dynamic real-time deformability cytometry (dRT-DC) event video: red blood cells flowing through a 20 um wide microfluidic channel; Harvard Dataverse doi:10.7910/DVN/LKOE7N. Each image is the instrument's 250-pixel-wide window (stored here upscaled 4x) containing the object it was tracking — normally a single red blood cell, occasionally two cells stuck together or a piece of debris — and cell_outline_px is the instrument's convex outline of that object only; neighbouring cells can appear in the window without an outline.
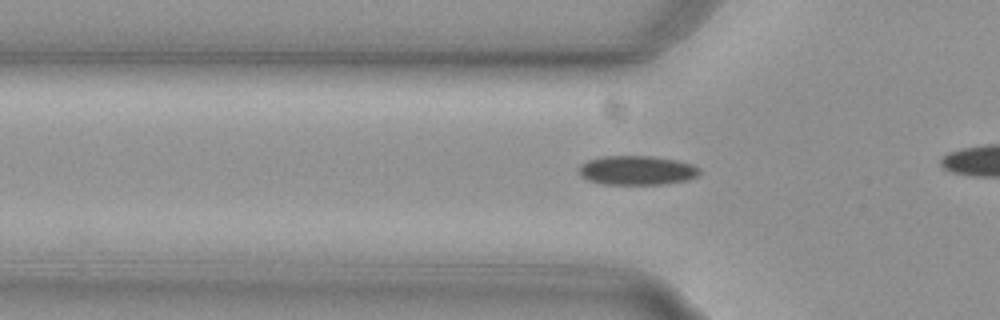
{"species": "common noctule bat (a hibernating species)", "species_latin": "Nyctalus noctula", "temperature_condition": "cold", "stored_images_in_passage": 35, "camera_frame_rate_fps": 3000, "um_per_image_px": 0.085, "animal": {"sex": "female", "body_mass_g": 29.2, "forearm_length_mm": 56.3}, "frame": {"image": 1, "passage_image": 9, "time_ms": 2.667, "image_size_px": [1000, 320], "cell_outline_px": [[700, 172], [696, 176], [688, 180], [668, 184], [604, 184], [588, 180], [580, 176], [580, 164], [588, 160], [604, 156], [652, 156], [676, 160], [692, 164]], "centroid_in_image_um": [54.12, 14.48], "position_along_channel_um": 71.7, "area_um2": 20.46}}
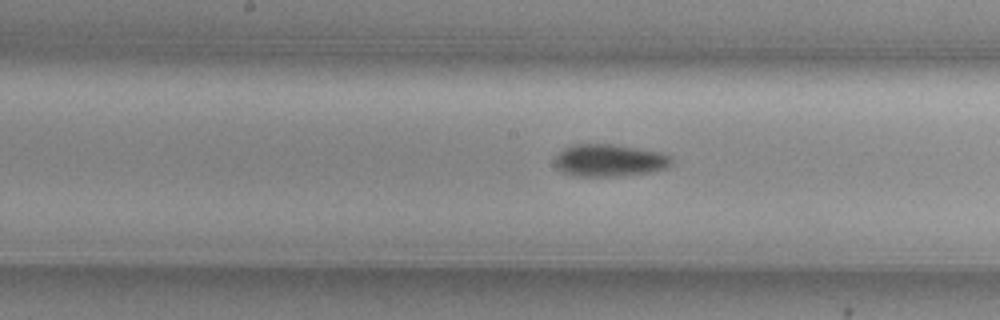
{"frame": {"image": 2, "passage_image": 19, "time_ms": 6.0, "image_size_px": [1000, 320], "cell_outline_px": [[672, 164], [664, 168], [648, 172], [616, 176], [576, 176], [560, 172], [552, 164], [556, 156], [564, 148], [572, 144], [612, 144], [660, 152], [668, 156], [672, 160]], "centroid_in_image_um": [51.71, 13.63], "position_along_channel_um": 196.5, "area_um2": 21.91}}
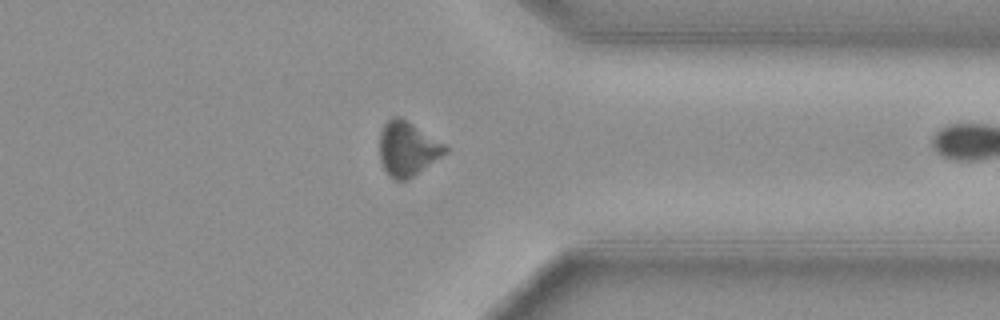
{"frame": {"image": 3, "passage_image": 34, "time_ms": 11.0, "image_size_px": [1000, 320], "cell_outline_px": [[448, 152], [408, 180], [396, 180], [388, 176], [380, 160], [380, 132], [384, 124], [392, 116], [400, 116], [444, 144], [448, 148]], "centroid_in_image_um": [34.62, 12.66], "position_along_channel_um": 376.8, "area_um2": 20.69}}